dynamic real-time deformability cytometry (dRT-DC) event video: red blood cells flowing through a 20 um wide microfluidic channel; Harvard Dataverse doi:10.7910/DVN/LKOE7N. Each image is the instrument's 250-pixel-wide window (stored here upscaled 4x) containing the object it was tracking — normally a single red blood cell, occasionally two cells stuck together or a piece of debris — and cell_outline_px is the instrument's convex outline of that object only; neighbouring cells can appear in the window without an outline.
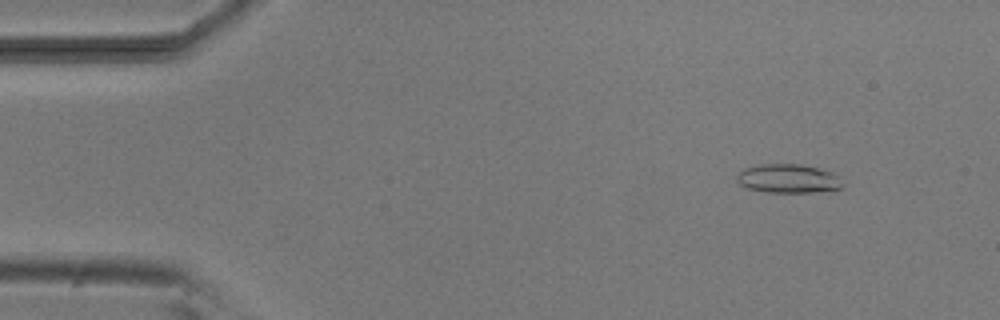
{"species": "common noctule bat (a hibernating species)", "species_latin": "Nyctalus noctula", "temperature_condition": "room temperature", "stored_images_in_passage": 6, "camera_frame_rate_fps": 3000, "um_per_image_px": 0.085, "animal": {"sex": "male", "body_mass_g": 20.5, "forearm_length_mm": 52.5}, "frame": {"image": 1, "passage_image": 2, "time_ms": 1.333, "image_size_px": [1000, 320], "cell_outline_px": [[844, 188], [812, 192], [768, 192], [748, 188], [740, 184], [736, 180], [736, 176], [744, 168], [760, 164], [800, 164], [820, 168], [832, 172], [844, 184]], "centroid_in_image_um": [67.0, 15.17], "position_along_channel_um": 18.0, "area_um2": 17.74}}
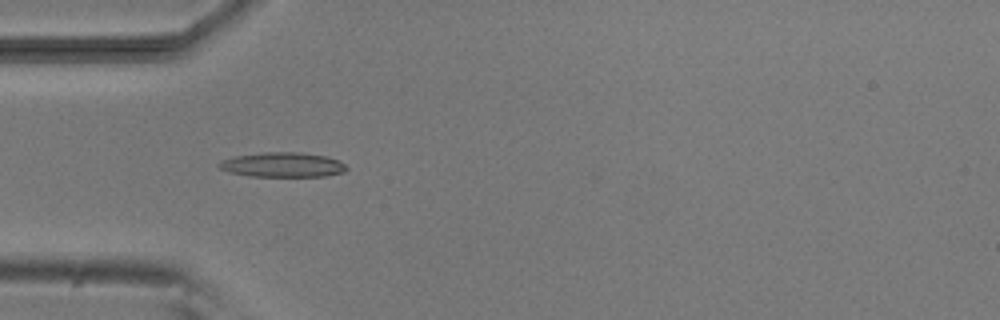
{"frame": {"image": 2, "passage_image": 5, "time_ms": 4.667, "image_size_px": [1000, 320], "cell_outline_px": [[348, 168], [344, 172], [324, 176], [248, 176], [228, 172], [220, 168], [216, 164], [224, 160], [236, 156], [264, 152], [300, 152], [328, 156], [340, 160]], "centroid_in_image_um": [24.05, 14.0], "position_along_channel_um": 60.9, "area_um2": 18.38}}
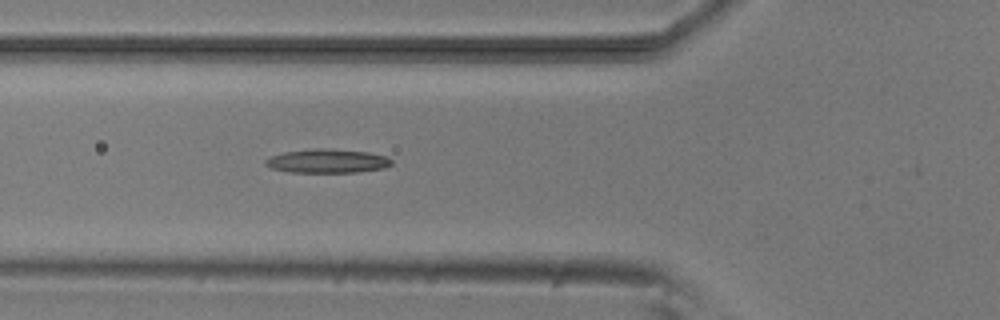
{"frame": {"image": 3, "passage_image": 6, "time_ms": 5.667, "image_size_px": [1000, 320], "cell_outline_px": [[392, 164], [384, 168], [356, 172], [288, 172], [272, 168], [264, 164], [264, 160], [268, 156], [284, 152], [316, 148], [332, 148], [368, 152], [388, 156], [392, 160]], "centroid_in_image_um": [27.81, 13.67], "position_along_channel_um": 98.0, "area_um2": 17.74}}